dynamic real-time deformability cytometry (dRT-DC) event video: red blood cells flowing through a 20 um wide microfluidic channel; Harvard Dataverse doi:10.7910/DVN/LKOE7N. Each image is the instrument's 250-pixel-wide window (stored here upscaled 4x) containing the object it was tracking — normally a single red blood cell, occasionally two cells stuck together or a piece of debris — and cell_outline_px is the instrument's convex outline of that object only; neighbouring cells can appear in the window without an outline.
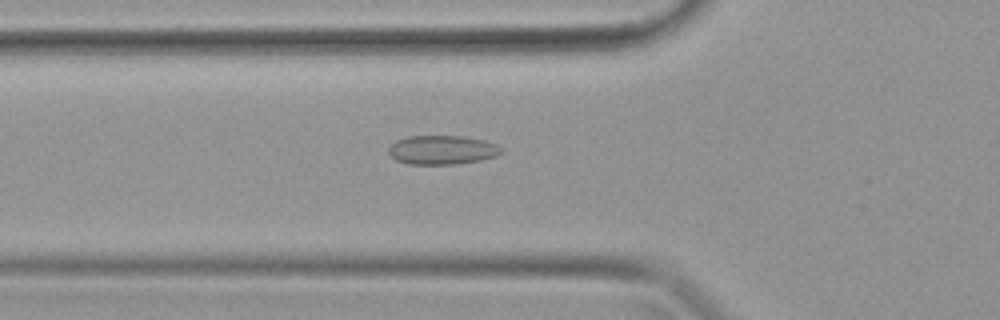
{"species": "common noctule bat (a hibernating species)", "species_latin": "Nyctalus noctula", "temperature_condition": "warm", "stored_images_in_passage": 39, "camera_frame_rate_fps": 3000, "um_per_image_px": 0.085, "animal": {"sex": "female", "body_mass_g": 19.9}, "frame": {"image": 1, "passage_image": 14, "time_ms": 4.333, "image_size_px": [1000, 320], "cell_outline_px": [[504, 152], [496, 156], [480, 160], [456, 164], [408, 164], [396, 160], [388, 152], [388, 148], [396, 140], [408, 136], [464, 136], [484, 140], [496, 144], [504, 148]], "centroid_in_image_um": [37.61, 12.74], "position_along_channel_um": 88.2, "area_um2": 19.19}}
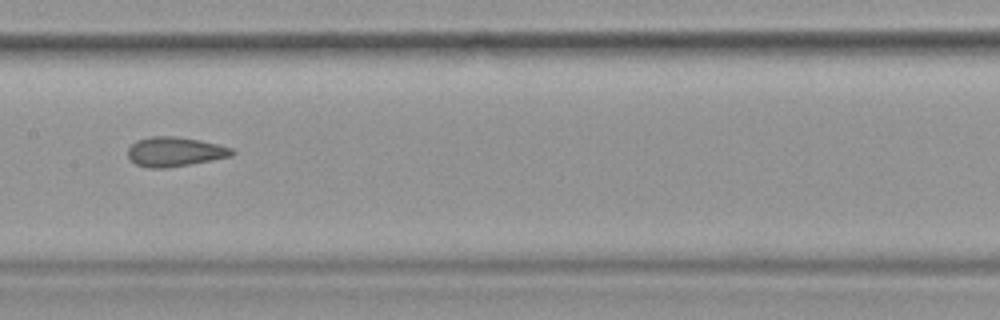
{"frame": {"image": 2, "passage_image": 20, "time_ms": 6.333, "image_size_px": [1000, 320], "cell_outline_px": [[236, 152], [232, 156], [212, 160], [164, 168], [148, 168], [136, 164], [128, 156], [128, 148], [136, 140], [152, 136], [176, 136], [200, 140], [232, 148]], "centroid_in_image_um": [14.86, 12.89], "position_along_channel_um": 192.5, "area_um2": 17.8}}
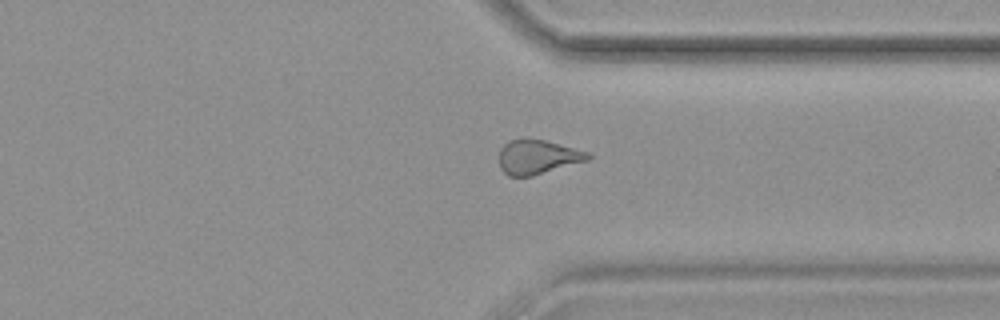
{"frame": {"image": 3, "passage_image": 30, "time_ms": 9.667, "image_size_px": [1000, 320], "cell_outline_px": [[592, 156], [588, 160], [532, 176], [508, 176], [500, 168], [500, 148], [508, 140], [524, 136], [544, 140], [588, 152]], "centroid_in_image_um": [45.66, 13.31], "position_along_channel_um": 365.7, "area_um2": 17.92}}